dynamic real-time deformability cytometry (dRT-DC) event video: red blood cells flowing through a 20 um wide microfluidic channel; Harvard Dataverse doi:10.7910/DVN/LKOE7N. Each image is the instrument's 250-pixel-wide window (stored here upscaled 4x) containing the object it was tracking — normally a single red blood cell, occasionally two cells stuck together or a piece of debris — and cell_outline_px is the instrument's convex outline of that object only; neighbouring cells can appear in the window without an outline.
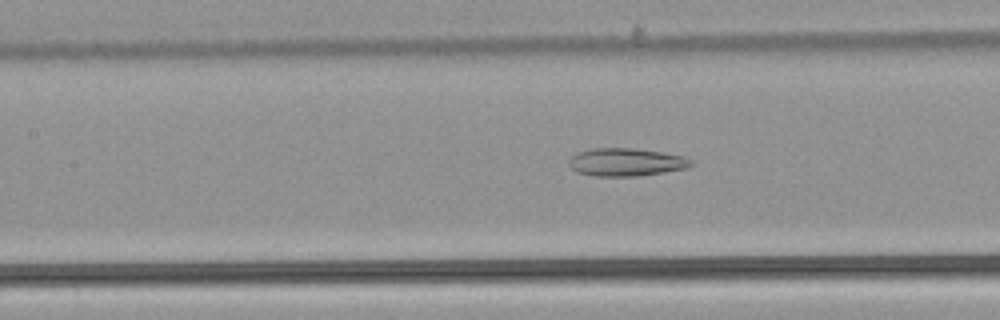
{"species": "common noctule bat (a hibernating species)", "species_latin": "Nyctalus noctula", "temperature_condition": "warm", "stored_images_in_passage": 52, "camera_frame_rate_fps": 3000, "um_per_image_px": 0.085, "animal": {"sex": "male", "body_mass_g": 21.5, "forearm_length_mm": 52.0}, "frame": {"image": 1, "passage_image": 24, "time_ms": 7.667, "image_size_px": [1000, 320], "cell_outline_px": [[696, 164], [684, 168], [636, 176], [592, 176], [576, 172], [568, 164], [568, 160], [576, 152], [592, 148], [632, 148], [660, 152], [680, 156], [692, 160]], "centroid_in_image_um": [53.14, 13.78], "position_along_channel_um": 154.3, "area_um2": 19.71}}
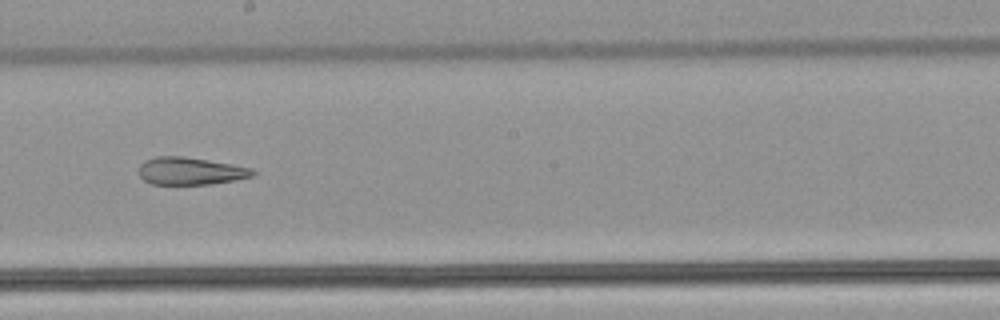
{"frame": {"image": 2, "passage_image": 30, "time_ms": 9.667, "image_size_px": [1000, 320], "cell_outline_px": [[256, 172], [252, 176], [232, 180], [208, 184], [152, 184], [144, 180], [140, 176], [140, 164], [144, 160], [156, 156], [184, 156], [232, 164], [252, 168]], "centroid_in_image_um": [16.16, 14.52], "position_along_channel_um": 232.0, "area_um2": 18.09}}
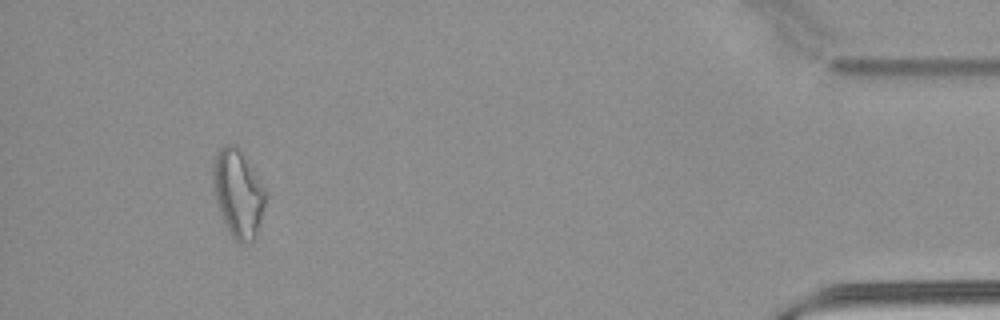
{"frame": {"image": 3, "passage_image": 49, "time_ms": 16.0, "image_size_px": [1000, 320], "cell_outline_px": [[264, 204], [260, 224], [252, 240], [248, 244], [240, 244], [228, 232], [216, 200], [212, 168], [216, 152], [224, 144], [232, 144], [240, 148], [264, 192]], "centroid_in_image_um": [20.19, 16.44], "position_along_channel_um": 415.0, "area_um2": 25.95}, "authors_computed_cell_mechanics": {"area_um2": 24.276, "velocity_mm_per_s": 3.9088, "shape_relaxation_time_tau1_ms": null, "shape_relaxation_time_tau2_ms": 3.6231, "deformation_change_tau1": null, "deformation_change_tau2": 0.1409}}